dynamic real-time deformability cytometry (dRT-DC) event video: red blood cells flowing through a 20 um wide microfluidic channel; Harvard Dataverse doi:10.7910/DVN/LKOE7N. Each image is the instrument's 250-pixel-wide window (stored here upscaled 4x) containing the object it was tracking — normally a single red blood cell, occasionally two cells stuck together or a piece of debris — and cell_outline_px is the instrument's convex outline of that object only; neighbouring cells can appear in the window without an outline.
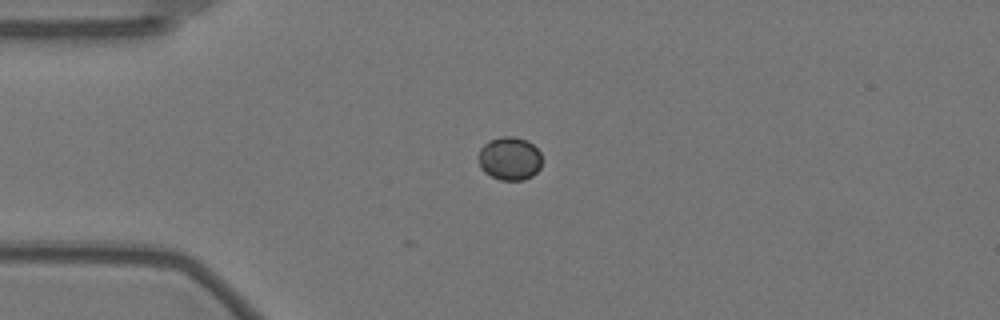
{"species": "Egyptian fruit bat (a non-hibernating species)", "species_latin": "Rousettus aegyptiacus", "temperature_condition": "warm", "stored_images_in_passage": 39, "camera_frame_rate_fps": 3000, "um_per_image_px": 0.085, "animal": {"sex": "female"}, "frame": {"image": 1, "passage_image": 1, "time_ms": 0.0, "image_size_px": [1000, 320], "cell_outline_px": [[540, 168], [532, 176], [524, 180], [500, 180], [484, 172], [480, 168], [476, 156], [480, 148], [488, 140], [504, 136], [512, 136], [528, 140], [540, 152]], "centroid_in_image_um": [43.27, 13.47], "position_along_channel_um": 41.7, "area_um2": 16.24}}
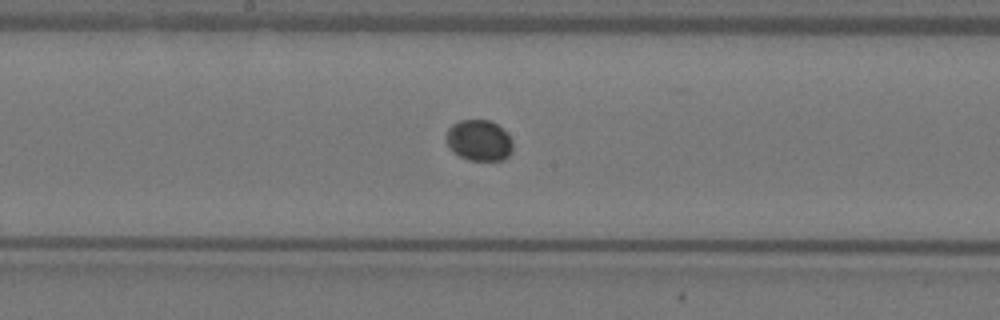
{"frame": {"image": 2, "passage_image": 17, "time_ms": 5.333, "image_size_px": [1000, 320], "cell_outline_px": [[512, 152], [504, 160], [468, 160], [452, 152], [448, 148], [444, 140], [444, 136], [448, 128], [452, 124], [460, 120], [492, 120], [512, 140]], "centroid_in_image_um": [40.65, 11.94], "position_along_channel_um": 207.5, "area_um2": 16.13}}
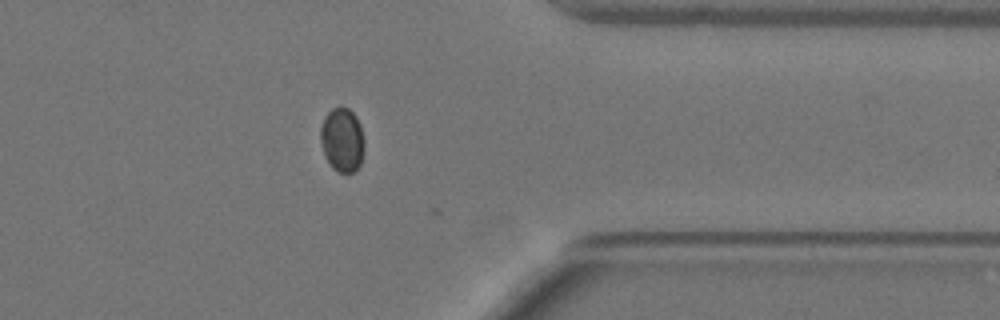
{"frame": {"image": 3, "passage_image": 33, "time_ms": 10.667, "image_size_px": [1000, 320], "cell_outline_px": [[364, 152], [360, 164], [352, 172], [340, 172], [332, 168], [328, 164], [324, 156], [320, 140], [320, 128], [324, 116], [332, 108], [348, 108], [356, 116], [360, 124], [364, 140]], "centroid_in_image_um": [29.07, 11.89], "position_along_channel_um": 382.3, "area_um2": 16.47}}